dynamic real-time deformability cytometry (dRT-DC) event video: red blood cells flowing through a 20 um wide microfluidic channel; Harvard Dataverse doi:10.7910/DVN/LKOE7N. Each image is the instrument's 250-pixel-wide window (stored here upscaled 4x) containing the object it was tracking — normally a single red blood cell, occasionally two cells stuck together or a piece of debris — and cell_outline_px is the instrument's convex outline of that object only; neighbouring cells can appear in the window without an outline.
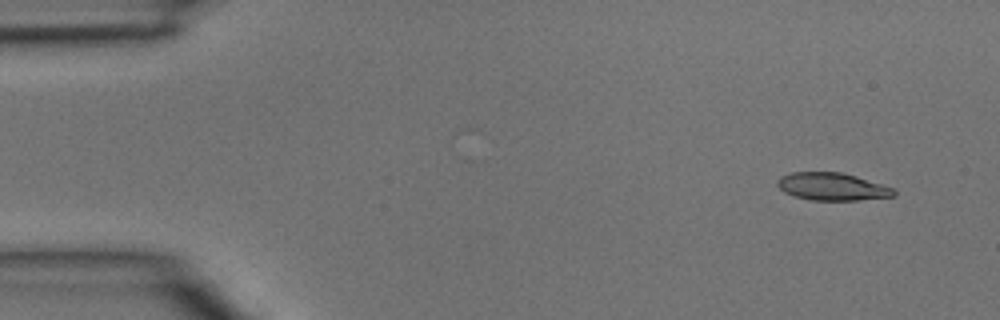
{"species": "common noctule bat (a hibernating species)", "species_latin": "Nyctalus noctula", "temperature_condition": "room temperature", "stored_images_in_passage": 5, "camera_frame_rate_fps": 3000, "um_per_image_px": 0.085, "animal": {"sex": "male", "body_mass_g": 15.6}, "frame": {"image": 1, "passage_image": 1, "time_ms": 0.0, "image_size_px": [1000, 320], "cell_outline_px": [[896, 196], [856, 200], [812, 200], [792, 196], [784, 192], [776, 184], [776, 180], [780, 176], [792, 172], [840, 172], [856, 176], [892, 188], [896, 192]], "centroid_in_image_um": [70.68, 15.86], "position_along_channel_um": 14.3, "area_um2": 18.67}}
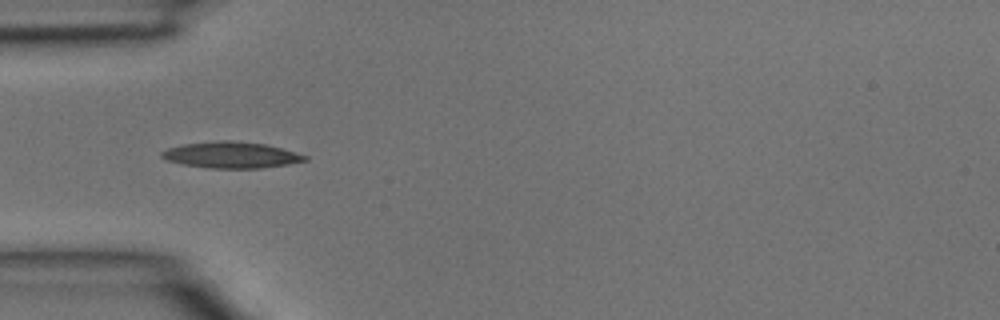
{"frame": {"image": 2, "passage_image": 4, "time_ms": 1.0, "image_size_px": [1000, 320], "cell_outline_px": [[308, 160], [288, 164], [260, 168], [208, 168], [184, 164], [168, 160], [160, 156], [160, 152], [168, 148], [184, 144], [220, 140], [232, 140], [264, 144], [296, 152], [308, 156]], "centroid_in_image_um": [19.66, 13.17], "position_along_channel_um": 65.3, "area_um2": 21.73}}
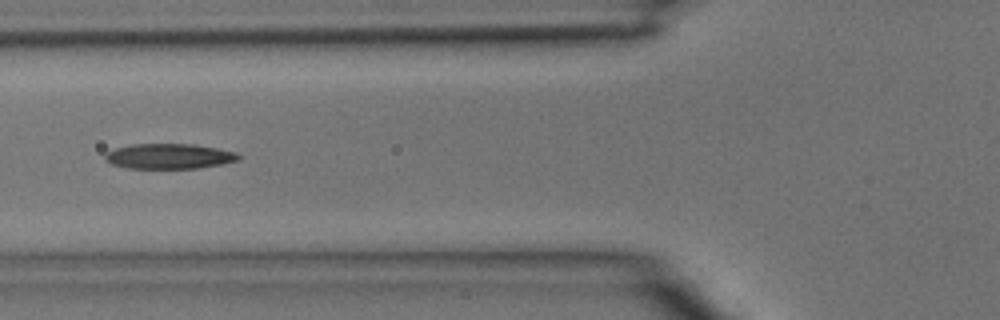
{"frame": {"image": 3, "passage_image": 5, "time_ms": 1.333, "image_size_px": [1000, 320], "cell_outline_px": [[240, 160], [200, 168], [128, 168], [112, 164], [104, 160], [104, 156], [108, 152], [116, 148], [132, 144], [192, 144], [216, 148], [236, 152], [240, 156]], "centroid_in_image_um": [14.38, 13.28], "position_along_channel_um": 111.4, "area_um2": 19.48}}